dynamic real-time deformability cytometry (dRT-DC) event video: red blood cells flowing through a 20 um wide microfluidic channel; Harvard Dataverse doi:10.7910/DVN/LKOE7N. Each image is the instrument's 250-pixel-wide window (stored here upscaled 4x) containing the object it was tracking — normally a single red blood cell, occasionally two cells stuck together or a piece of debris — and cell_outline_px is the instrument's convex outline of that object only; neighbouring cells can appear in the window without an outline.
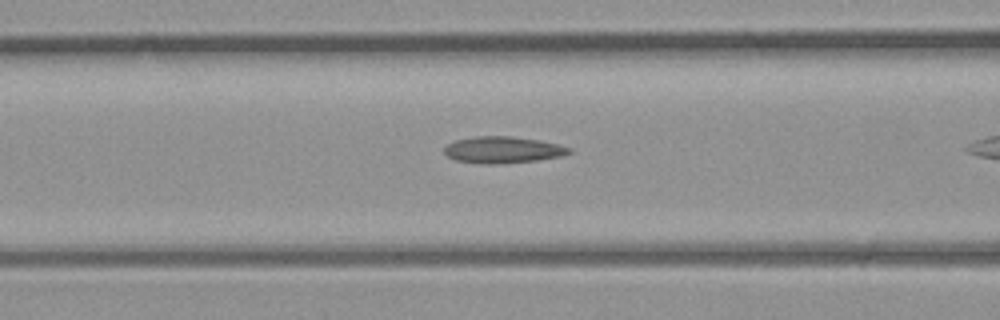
{"species": "common noctule bat (a hibernating species)", "species_latin": "Nyctalus noctula", "temperature_condition": "room temperature", "stored_images_in_passage": 6, "camera_frame_rate_fps": 3000, "um_per_image_px": 0.085, "animal": {"sex": "male", "body_mass_g": 23.1, "forearm_length_mm": 52.7}, "frame": {"image": 1, "passage_image": 5, "time_ms": 1.333, "image_size_px": [1000, 320], "cell_outline_px": [[572, 152], [560, 156], [536, 160], [500, 164], [480, 164], [456, 160], [448, 156], [444, 152], [444, 148], [448, 144], [456, 140], [476, 136], [512, 136], [540, 140], [572, 148]], "centroid_in_image_um": [42.73, 12.74], "position_along_channel_um": 123.9, "area_um2": 19.31}}